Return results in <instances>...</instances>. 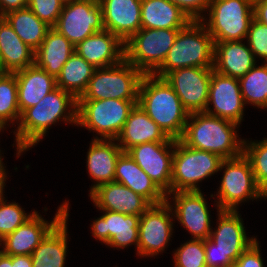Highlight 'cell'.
Returning <instances> with one entry per match:
<instances>
[{
  "label": "cell",
  "instance_id": "6da1fadb",
  "mask_svg": "<svg viewBox=\"0 0 267 267\" xmlns=\"http://www.w3.org/2000/svg\"><path fill=\"white\" fill-rule=\"evenodd\" d=\"M67 108L70 110L67 111ZM77 108L78 100L69 92L57 87L37 105L25 109L17 124L18 129L14 132L17 155H21L42 140L49 127L61 121V117L63 121L77 125Z\"/></svg>",
  "mask_w": 267,
  "mask_h": 267
},
{
  "label": "cell",
  "instance_id": "7a4b0ae2",
  "mask_svg": "<svg viewBox=\"0 0 267 267\" xmlns=\"http://www.w3.org/2000/svg\"><path fill=\"white\" fill-rule=\"evenodd\" d=\"M138 104L169 138L182 137L190 113L165 78L145 74L139 87Z\"/></svg>",
  "mask_w": 267,
  "mask_h": 267
},
{
  "label": "cell",
  "instance_id": "3957f363",
  "mask_svg": "<svg viewBox=\"0 0 267 267\" xmlns=\"http://www.w3.org/2000/svg\"><path fill=\"white\" fill-rule=\"evenodd\" d=\"M238 124L209 115L190 113L180 140L187 146L215 153L223 159L235 158L243 153V139L239 140Z\"/></svg>",
  "mask_w": 267,
  "mask_h": 267
},
{
  "label": "cell",
  "instance_id": "277c9868",
  "mask_svg": "<svg viewBox=\"0 0 267 267\" xmlns=\"http://www.w3.org/2000/svg\"><path fill=\"white\" fill-rule=\"evenodd\" d=\"M214 40L202 21H191L180 29L164 62L152 73L165 77L186 67H213Z\"/></svg>",
  "mask_w": 267,
  "mask_h": 267
},
{
  "label": "cell",
  "instance_id": "5b68a950",
  "mask_svg": "<svg viewBox=\"0 0 267 267\" xmlns=\"http://www.w3.org/2000/svg\"><path fill=\"white\" fill-rule=\"evenodd\" d=\"M237 211L220 210L218 227L204 240L206 267H233L238 257L257 239L247 238Z\"/></svg>",
  "mask_w": 267,
  "mask_h": 267
},
{
  "label": "cell",
  "instance_id": "8992f818",
  "mask_svg": "<svg viewBox=\"0 0 267 267\" xmlns=\"http://www.w3.org/2000/svg\"><path fill=\"white\" fill-rule=\"evenodd\" d=\"M144 75L125 58L116 65L96 68L85 92L78 100H138Z\"/></svg>",
  "mask_w": 267,
  "mask_h": 267
},
{
  "label": "cell",
  "instance_id": "52a82bcc",
  "mask_svg": "<svg viewBox=\"0 0 267 267\" xmlns=\"http://www.w3.org/2000/svg\"><path fill=\"white\" fill-rule=\"evenodd\" d=\"M223 158L215 153L197 150L180 139L174 142L171 192L200 191L199 181L219 171Z\"/></svg>",
  "mask_w": 267,
  "mask_h": 267
},
{
  "label": "cell",
  "instance_id": "ba28073f",
  "mask_svg": "<svg viewBox=\"0 0 267 267\" xmlns=\"http://www.w3.org/2000/svg\"><path fill=\"white\" fill-rule=\"evenodd\" d=\"M138 100H78L77 124L97 132L102 139H116Z\"/></svg>",
  "mask_w": 267,
  "mask_h": 267
},
{
  "label": "cell",
  "instance_id": "9c48e42d",
  "mask_svg": "<svg viewBox=\"0 0 267 267\" xmlns=\"http://www.w3.org/2000/svg\"><path fill=\"white\" fill-rule=\"evenodd\" d=\"M209 19L201 20L214 43L246 39L253 17V2L250 0H211Z\"/></svg>",
  "mask_w": 267,
  "mask_h": 267
},
{
  "label": "cell",
  "instance_id": "30bf717a",
  "mask_svg": "<svg viewBox=\"0 0 267 267\" xmlns=\"http://www.w3.org/2000/svg\"><path fill=\"white\" fill-rule=\"evenodd\" d=\"M225 168L217 194V209L237 211V205L249 199L267 198L257 186L252 166L242 153L235 158L223 159L220 171Z\"/></svg>",
  "mask_w": 267,
  "mask_h": 267
},
{
  "label": "cell",
  "instance_id": "8fae6325",
  "mask_svg": "<svg viewBox=\"0 0 267 267\" xmlns=\"http://www.w3.org/2000/svg\"><path fill=\"white\" fill-rule=\"evenodd\" d=\"M180 29L141 28L125 43V59L144 74H152L163 62Z\"/></svg>",
  "mask_w": 267,
  "mask_h": 267
},
{
  "label": "cell",
  "instance_id": "7c38bea8",
  "mask_svg": "<svg viewBox=\"0 0 267 267\" xmlns=\"http://www.w3.org/2000/svg\"><path fill=\"white\" fill-rule=\"evenodd\" d=\"M74 46L85 38L104 31L102 9L98 0H71L64 3L52 27Z\"/></svg>",
  "mask_w": 267,
  "mask_h": 267
},
{
  "label": "cell",
  "instance_id": "4fadbf2b",
  "mask_svg": "<svg viewBox=\"0 0 267 267\" xmlns=\"http://www.w3.org/2000/svg\"><path fill=\"white\" fill-rule=\"evenodd\" d=\"M168 199L166 196L165 202L151 205L141 215L138 227V255L154 257L164 251L170 241L173 231L171 220L174 214Z\"/></svg>",
  "mask_w": 267,
  "mask_h": 267
},
{
  "label": "cell",
  "instance_id": "5bb4252c",
  "mask_svg": "<svg viewBox=\"0 0 267 267\" xmlns=\"http://www.w3.org/2000/svg\"><path fill=\"white\" fill-rule=\"evenodd\" d=\"M212 69L186 67L173 70L164 77L189 113L205 111Z\"/></svg>",
  "mask_w": 267,
  "mask_h": 267
},
{
  "label": "cell",
  "instance_id": "9a60e30c",
  "mask_svg": "<svg viewBox=\"0 0 267 267\" xmlns=\"http://www.w3.org/2000/svg\"><path fill=\"white\" fill-rule=\"evenodd\" d=\"M173 147L174 142H147L126 151L165 194L171 190Z\"/></svg>",
  "mask_w": 267,
  "mask_h": 267
},
{
  "label": "cell",
  "instance_id": "2e32d148",
  "mask_svg": "<svg viewBox=\"0 0 267 267\" xmlns=\"http://www.w3.org/2000/svg\"><path fill=\"white\" fill-rule=\"evenodd\" d=\"M213 103V110L209 108ZM245 104L237 78L225 76L212 69L205 113L241 124ZM211 109V110H210Z\"/></svg>",
  "mask_w": 267,
  "mask_h": 267
},
{
  "label": "cell",
  "instance_id": "e0dca14e",
  "mask_svg": "<svg viewBox=\"0 0 267 267\" xmlns=\"http://www.w3.org/2000/svg\"><path fill=\"white\" fill-rule=\"evenodd\" d=\"M66 215V205L63 203L54 219L48 223L37 211H34L32 216L20 225L13 233L5 236L1 241L3 250H0L5 255H31L34 249L40 244L47 233ZM2 242V243H1Z\"/></svg>",
  "mask_w": 267,
  "mask_h": 267
},
{
  "label": "cell",
  "instance_id": "ac0fdd59",
  "mask_svg": "<svg viewBox=\"0 0 267 267\" xmlns=\"http://www.w3.org/2000/svg\"><path fill=\"white\" fill-rule=\"evenodd\" d=\"M173 193L174 214L176 219L194 237L193 239L206 240L209 238L212 228L207 202L200 191H181Z\"/></svg>",
  "mask_w": 267,
  "mask_h": 267
},
{
  "label": "cell",
  "instance_id": "d6986e66",
  "mask_svg": "<svg viewBox=\"0 0 267 267\" xmlns=\"http://www.w3.org/2000/svg\"><path fill=\"white\" fill-rule=\"evenodd\" d=\"M104 214L93 221L92 234L106 245L114 248H125L136 245L138 252L139 215L102 210Z\"/></svg>",
  "mask_w": 267,
  "mask_h": 267
},
{
  "label": "cell",
  "instance_id": "ffe728a7",
  "mask_svg": "<svg viewBox=\"0 0 267 267\" xmlns=\"http://www.w3.org/2000/svg\"><path fill=\"white\" fill-rule=\"evenodd\" d=\"M104 28L124 43L141 29L142 0H98Z\"/></svg>",
  "mask_w": 267,
  "mask_h": 267
},
{
  "label": "cell",
  "instance_id": "44dd1931",
  "mask_svg": "<svg viewBox=\"0 0 267 267\" xmlns=\"http://www.w3.org/2000/svg\"><path fill=\"white\" fill-rule=\"evenodd\" d=\"M95 206L101 210L141 216L151 204L133 190L117 182L99 185L90 193Z\"/></svg>",
  "mask_w": 267,
  "mask_h": 267
},
{
  "label": "cell",
  "instance_id": "7402d4cb",
  "mask_svg": "<svg viewBox=\"0 0 267 267\" xmlns=\"http://www.w3.org/2000/svg\"><path fill=\"white\" fill-rule=\"evenodd\" d=\"M74 50L95 68L113 66L125 58L124 42L107 30L85 38Z\"/></svg>",
  "mask_w": 267,
  "mask_h": 267
},
{
  "label": "cell",
  "instance_id": "603a6c76",
  "mask_svg": "<svg viewBox=\"0 0 267 267\" xmlns=\"http://www.w3.org/2000/svg\"><path fill=\"white\" fill-rule=\"evenodd\" d=\"M126 152L129 148L147 142H175L146 114L139 104L131 110L123 129L115 139ZM121 143V144H120Z\"/></svg>",
  "mask_w": 267,
  "mask_h": 267
},
{
  "label": "cell",
  "instance_id": "cb8c5ba5",
  "mask_svg": "<svg viewBox=\"0 0 267 267\" xmlns=\"http://www.w3.org/2000/svg\"><path fill=\"white\" fill-rule=\"evenodd\" d=\"M114 182L125 185L136 194L144 197L151 205L166 201V194L137 165L127 152L118 157Z\"/></svg>",
  "mask_w": 267,
  "mask_h": 267
},
{
  "label": "cell",
  "instance_id": "d4e9b609",
  "mask_svg": "<svg viewBox=\"0 0 267 267\" xmlns=\"http://www.w3.org/2000/svg\"><path fill=\"white\" fill-rule=\"evenodd\" d=\"M253 52L240 41L214 43L213 70L233 78L243 77L256 64Z\"/></svg>",
  "mask_w": 267,
  "mask_h": 267
},
{
  "label": "cell",
  "instance_id": "484cf974",
  "mask_svg": "<svg viewBox=\"0 0 267 267\" xmlns=\"http://www.w3.org/2000/svg\"><path fill=\"white\" fill-rule=\"evenodd\" d=\"M99 138L97 136L91 141L87 152V170L96 181L90 193L101 184L114 182L116 163L123 152L119 144L114 142L115 139Z\"/></svg>",
  "mask_w": 267,
  "mask_h": 267
},
{
  "label": "cell",
  "instance_id": "4316f807",
  "mask_svg": "<svg viewBox=\"0 0 267 267\" xmlns=\"http://www.w3.org/2000/svg\"><path fill=\"white\" fill-rule=\"evenodd\" d=\"M14 73L18 86L20 113L37 105L44 96L57 88L56 78L35 64Z\"/></svg>",
  "mask_w": 267,
  "mask_h": 267
},
{
  "label": "cell",
  "instance_id": "83f0119b",
  "mask_svg": "<svg viewBox=\"0 0 267 267\" xmlns=\"http://www.w3.org/2000/svg\"><path fill=\"white\" fill-rule=\"evenodd\" d=\"M35 51L0 16V72L14 73L34 65Z\"/></svg>",
  "mask_w": 267,
  "mask_h": 267
},
{
  "label": "cell",
  "instance_id": "f1b7e54d",
  "mask_svg": "<svg viewBox=\"0 0 267 267\" xmlns=\"http://www.w3.org/2000/svg\"><path fill=\"white\" fill-rule=\"evenodd\" d=\"M66 215L47 233L32 252L33 267H64L67 254V220L69 203L65 202Z\"/></svg>",
  "mask_w": 267,
  "mask_h": 267
},
{
  "label": "cell",
  "instance_id": "f546056e",
  "mask_svg": "<svg viewBox=\"0 0 267 267\" xmlns=\"http://www.w3.org/2000/svg\"><path fill=\"white\" fill-rule=\"evenodd\" d=\"M74 47L64 35L51 28L35 51L34 64L57 78L64 64L74 53Z\"/></svg>",
  "mask_w": 267,
  "mask_h": 267
},
{
  "label": "cell",
  "instance_id": "4dcf8cb0",
  "mask_svg": "<svg viewBox=\"0 0 267 267\" xmlns=\"http://www.w3.org/2000/svg\"><path fill=\"white\" fill-rule=\"evenodd\" d=\"M192 20L170 0H142L141 28L182 29Z\"/></svg>",
  "mask_w": 267,
  "mask_h": 267
},
{
  "label": "cell",
  "instance_id": "1f68e13d",
  "mask_svg": "<svg viewBox=\"0 0 267 267\" xmlns=\"http://www.w3.org/2000/svg\"><path fill=\"white\" fill-rule=\"evenodd\" d=\"M3 18L19 38L34 51L40 47L47 32L52 28L40 20L29 7L8 12Z\"/></svg>",
  "mask_w": 267,
  "mask_h": 267
},
{
  "label": "cell",
  "instance_id": "d6a6232c",
  "mask_svg": "<svg viewBox=\"0 0 267 267\" xmlns=\"http://www.w3.org/2000/svg\"><path fill=\"white\" fill-rule=\"evenodd\" d=\"M95 69L74 51L56 78L57 87L69 92L78 100L85 92Z\"/></svg>",
  "mask_w": 267,
  "mask_h": 267
},
{
  "label": "cell",
  "instance_id": "836d02e7",
  "mask_svg": "<svg viewBox=\"0 0 267 267\" xmlns=\"http://www.w3.org/2000/svg\"><path fill=\"white\" fill-rule=\"evenodd\" d=\"M238 80L244 104L267 108V63L253 66Z\"/></svg>",
  "mask_w": 267,
  "mask_h": 267
},
{
  "label": "cell",
  "instance_id": "e575fe53",
  "mask_svg": "<svg viewBox=\"0 0 267 267\" xmlns=\"http://www.w3.org/2000/svg\"><path fill=\"white\" fill-rule=\"evenodd\" d=\"M18 86L15 73L0 72V126L19 121Z\"/></svg>",
  "mask_w": 267,
  "mask_h": 267
},
{
  "label": "cell",
  "instance_id": "d590c367",
  "mask_svg": "<svg viewBox=\"0 0 267 267\" xmlns=\"http://www.w3.org/2000/svg\"><path fill=\"white\" fill-rule=\"evenodd\" d=\"M243 154L251 163L257 186L267 196V138L250 143L244 140Z\"/></svg>",
  "mask_w": 267,
  "mask_h": 267
},
{
  "label": "cell",
  "instance_id": "8d00e7d4",
  "mask_svg": "<svg viewBox=\"0 0 267 267\" xmlns=\"http://www.w3.org/2000/svg\"><path fill=\"white\" fill-rule=\"evenodd\" d=\"M4 200V196H0V241L8 234L13 233L34 213L27 215L18 203L7 204Z\"/></svg>",
  "mask_w": 267,
  "mask_h": 267
},
{
  "label": "cell",
  "instance_id": "74e56055",
  "mask_svg": "<svg viewBox=\"0 0 267 267\" xmlns=\"http://www.w3.org/2000/svg\"><path fill=\"white\" fill-rule=\"evenodd\" d=\"M204 240L192 239L174 253L175 267H206Z\"/></svg>",
  "mask_w": 267,
  "mask_h": 267
},
{
  "label": "cell",
  "instance_id": "f35d334b",
  "mask_svg": "<svg viewBox=\"0 0 267 267\" xmlns=\"http://www.w3.org/2000/svg\"><path fill=\"white\" fill-rule=\"evenodd\" d=\"M64 0H29V9L42 21L53 27L63 9Z\"/></svg>",
  "mask_w": 267,
  "mask_h": 267
},
{
  "label": "cell",
  "instance_id": "ab89813d",
  "mask_svg": "<svg viewBox=\"0 0 267 267\" xmlns=\"http://www.w3.org/2000/svg\"><path fill=\"white\" fill-rule=\"evenodd\" d=\"M246 38L255 58L259 56L267 63V26L253 18Z\"/></svg>",
  "mask_w": 267,
  "mask_h": 267
},
{
  "label": "cell",
  "instance_id": "60d3db41",
  "mask_svg": "<svg viewBox=\"0 0 267 267\" xmlns=\"http://www.w3.org/2000/svg\"><path fill=\"white\" fill-rule=\"evenodd\" d=\"M178 6L192 21L207 19L201 15L202 11H207L211 0H170Z\"/></svg>",
  "mask_w": 267,
  "mask_h": 267
},
{
  "label": "cell",
  "instance_id": "b9f144b4",
  "mask_svg": "<svg viewBox=\"0 0 267 267\" xmlns=\"http://www.w3.org/2000/svg\"><path fill=\"white\" fill-rule=\"evenodd\" d=\"M257 240L236 260L233 267H264Z\"/></svg>",
  "mask_w": 267,
  "mask_h": 267
},
{
  "label": "cell",
  "instance_id": "7bdbcfd3",
  "mask_svg": "<svg viewBox=\"0 0 267 267\" xmlns=\"http://www.w3.org/2000/svg\"><path fill=\"white\" fill-rule=\"evenodd\" d=\"M29 0H0V16L28 7Z\"/></svg>",
  "mask_w": 267,
  "mask_h": 267
},
{
  "label": "cell",
  "instance_id": "ee69618b",
  "mask_svg": "<svg viewBox=\"0 0 267 267\" xmlns=\"http://www.w3.org/2000/svg\"><path fill=\"white\" fill-rule=\"evenodd\" d=\"M253 17L267 26V0H256L253 2Z\"/></svg>",
  "mask_w": 267,
  "mask_h": 267
},
{
  "label": "cell",
  "instance_id": "f6af8a7d",
  "mask_svg": "<svg viewBox=\"0 0 267 267\" xmlns=\"http://www.w3.org/2000/svg\"><path fill=\"white\" fill-rule=\"evenodd\" d=\"M12 267H33L31 255L12 256Z\"/></svg>",
  "mask_w": 267,
  "mask_h": 267
},
{
  "label": "cell",
  "instance_id": "bcb514c9",
  "mask_svg": "<svg viewBox=\"0 0 267 267\" xmlns=\"http://www.w3.org/2000/svg\"><path fill=\"white\" fill-rule=\"evenodd\" d=\"M0 153H1V151H0ZM1 155V154H0ZM5 167H4V165H3V163H2V158H1V156H0V196H2L3 195V189H4V186H5V181H6V172H5V170L6 169H4Z\"/></svg>",
  "mask_w": 267,
  "mask_h": 267
},
{
  "label": "cell",
  "instance_id": "7dc6e473",
  "mask_svg": "<svg viewBox=\"0 0 267 267\" xmlns=\"http://www.w3.org/2000/svg\"><path fill=\"white\" fill-rule=\"evenodd\" d=\"M0 267H12V256L5 255L0 251Z\"/></svg>",
  "mask_w": 267,
  "mask_h": 267
}]
</instances>
